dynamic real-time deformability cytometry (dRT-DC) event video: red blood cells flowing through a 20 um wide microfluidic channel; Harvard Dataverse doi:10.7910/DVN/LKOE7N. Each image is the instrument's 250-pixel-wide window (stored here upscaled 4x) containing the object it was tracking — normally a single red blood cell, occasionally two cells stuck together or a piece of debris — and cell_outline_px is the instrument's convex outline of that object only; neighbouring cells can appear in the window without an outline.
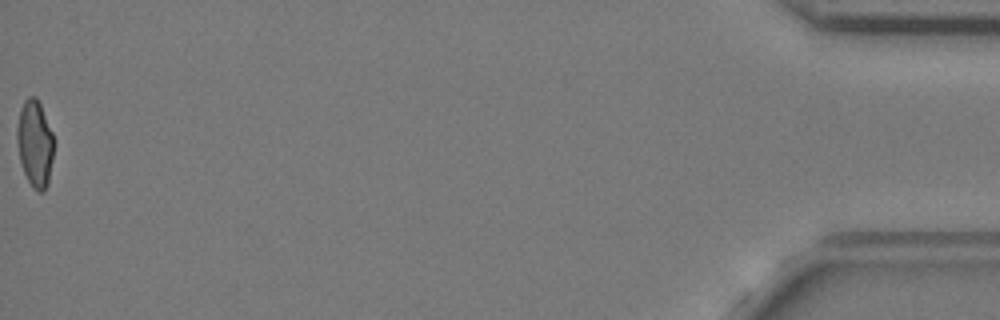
{"species": "common noctule bat (a hibernating species)", "species_latin": "Nyctalus noctula", "temperature_condition": "cold", "stored_images_in_passage": 40, "camera_frame_rate_fps": 3000, "um_per_image_px": 0.085, "animal": {"sex": "female", "body_mass_g": 24.6, "forearm_length_mm": 56.2}, "frame": {"image": 1, "passage_image": 40, "time_ms": 13.0, "image_size_px": [1000, 320], "cell_outline_px": [[52, 160], [48, 184], [44, 192], [36, 192], [32, 188], [24, 172], [20, 160], [16, 140], [16, 128], [20, 108], [24, 100], [28, 96], [36, 96], [40, 104], [52, 132]], "centroid_in_image_um": [2.94, 12.21], "position_along_channel_um": 432.3, "area_um2": 18.61}, "authors_computed_cell_mechanics": {"area_um2": 19.363, "velocity_mm_per_s": 3.6898, "shape_relaxation_time_tau1_ms": null, "shape_relaxation_time_tau2_ms": 1.3731, "deformation_change_tau1": null, "deformation_change_tau2": 0.066}}